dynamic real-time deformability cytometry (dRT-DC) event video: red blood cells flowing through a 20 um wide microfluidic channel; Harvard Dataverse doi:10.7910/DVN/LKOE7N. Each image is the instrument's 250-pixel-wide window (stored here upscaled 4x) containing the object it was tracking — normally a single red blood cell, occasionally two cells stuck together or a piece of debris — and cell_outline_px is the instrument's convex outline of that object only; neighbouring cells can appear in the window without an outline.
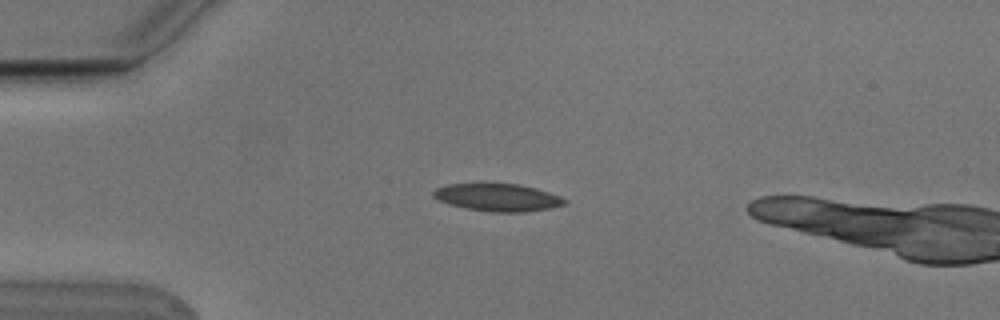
{"species": "Egyptian fruit bat (a non-hibernating species)", "species_latin": "Rousettus aegyptiacus", "temperature_condition": "cold", "stored_images_in_passage": 4, "camera_frame_rate_fps": 3000, "um_per_image_px": 0.085, "animal": {"sex": "male"}, "frame": {"image": 1, "passage_image": 3, "time_ms": 0.667, "image_size_px": [1000, 320], "cell_outline_px": [[568, 200], [564, 204], [548, 208], [524, 212], [492, 212], [464, 208], [448, 204], [432, 196], [432, 192], [436, 188], [448, 184], [520, 184], [536, 188], [560, 196]], "centroid_in_image_um": [42.29, 16.78], "position_along_channel_um": 42.7, "area_um2": 20.92}}